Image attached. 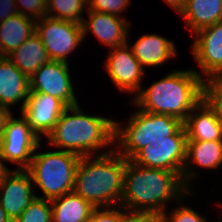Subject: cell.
I'll list each match as a JSON object with an SVG mask.
<instances>
[{
    "mask_svg": "<svg viewBox=\"0 0 222 222\" xmlns=\"http://www.w3.org/2000/svg\"><path fill=\"white\" fill-rule=\"evenodd\" d=\"M192 193L179 173L146 168L127 160L120 206L126 211L150 213L161 218L166 212V203L174 199L178 203Z\"/></svg>",
    "mask_w": 222,
    "mask_h": 222,
    "instance_id": "cell-1",
    "label": "cell"
},
{
    "mask_svg": "<svg viewBox=\"0 0 222 222\" xmlns=\"http://www.w3.org/2000/svg\"><path fill=\"white\" fill-rule=\"evenodd\" d=\"M206 79L197 70H174L131 99L145 112L173 116L182 122L204 99Z\"/></svg>",
    "mask_w": 222,
    "mask_h": 222,
    "instance_id": "cell-2",
    "label": "cell"
},
{
    "mask_svg": "<svg viewBox=\"0 0 222 222\" xmlns=\"http://www.w3.org/2000/svg\"><path fill=\"white\" fill-rule=\"evenodd\" d=\"M107 151L81 157L75 173L73 191L95 208L120 206L123 194L127 159L114 147Z\"/></svg>",
    "mask_w": 222,
    "mask_h": 222,
    "instance_id": "cell-3",
    "label": "cell"
},
{
    "mask_svg": "<svg viewBox=\"0 0 222 222\" xmlns=\"http://www.w3.org/2000/svg\"><path fill=\"white\" fill-rule=\"evenodd\" d=\"M114 134L115 120L87 115L77 104L65 109L46 138L50 147L85 157L95 156L94 152L106 150L108 146L113 147Z\"/></svg>",
    "mask_w": 222,
    "mask_h": 222,
    "instance_id": "cell-4",
    "label": "cell"
},
{
    "mask_svg": "<svg viewBox=\"0 0 222 222\" xmlns=\"http://www.w3.org/2000/svg\"><path fill=\"white\" fill-rule=\"evenodd\" d=\"M129 118L124 127L115 120L114 134V149L127 160H131L145 146L174 135L183 126V122L173 116L140 109H136Z\"/></svg>",
    "mask_w": 222,
    "mask_h": 222,
    "instance_id": "cell-5",
    "label": "cell"
},
{
    "mask_svg": "<svg viewBox=\"0 0 222 222\" xmlns=\"http://www.w3.org/2000/svg\"><path fill=\"white\" fill-rule=\"evenodd\" d=\"M80 156L71 152L55 150L34 153L26 169L35 186L42 192L43 199H54L74 189V180Z\"/></svg>",
    "mask_w": 222,
    "mask_h": 222,
    "instance_id": "cell-6",
    "label": "cell"
},
{
    "mask_svg": "<svg viewBox=\"0 0 222 222\" xmlns=\"http://www.w3.org/2000/svg\"><path fill=\"white\" fill-rule=\"evenodd\" d=\"M35 33L40 37L52 61L68 63V55L85 41L81 23L48 16L36 21Z\"/></svg>",
    "mask_w": 222,
    "mask_h": 222,
    "instance_id": "cell-7",
    "label": "cell"
},
{
    "mask_svg": "<svg viewBox=\"0 0 222 222\" xmlns=\"http://www.w3.org/2000/svg\"><path fill=\"white\" fill-rule=\"evenodd\" d=\"M186 151L187 136L183 125L174 135L145 146L131 160L146 168L169 170L182 176Z\"/></svg>",
    "mask_w": 222,
    "mask_h": 222,
    "instance_id": "cell-8",
    "label": "cell"
},
{
    "mask_svg": "<svg viewBox=\"0 0 222 222\" xmlns=\"http://www.w3.org/2000/svg\"><path fill=\"white\" fill-rule=\"evenodd\" d=\"M40 140L23 115L14 118L12 114L0 139V156L6 162L16 163L18 170L27 169L34 152L42 147Z\"/></svg>",
    "mask_w": 222,
    "mask_h": 222,
    "instance_id": "cell-9",
    "label": "cell"
},
{
    "mask_svg": "<svg viewBox=\"0 0 222 222\" xmlns=\"http://www.w3.org/2000/svg\"><path fill=\"white\" fill-rule=\"evenodd\" d=\"M104 68L121 92L133 93L135 97L142 89L146 69L133 55L128 42L109 50Z\"/></svg>",
    "mask_w": 222,
    "mask_h": 222,
    "instance_id": "cell-10",
    "label": "cell"
},
{
    "mask_svg": "<svg viewBox=\"0 0 222 222\" xmlns=\"http://www.w3.org/2000/svg\"><path fill=\"white\" fill-rule=\"evenodd\" d=\"M69 71L68 63L48 61L29 78V92L52 95L67 107L79 104Z\"/></svg>",
    "mask_w": 222,
    "mask_h": 222,
    "instance_id": "cell-11",
    "label": "cell"
},
{
    "mask_svg": "<svg viewBox=\"0 0 222 222\" xmlns=\"http://www.w3.org/2000/svg\"><path fill=\"white\" fill-rule=\"evenodd\" d=\"M66 108L60 99L52 95L29 92L27 103L20 113L42 140V135L47 136L53 130Z\"/></svg>",
    "mask_w": 222,
    "mask_h": 222,
    "instance_id": "cell-12",
    "label": "cell"
},
{
    "mask_svg": "<svg viewBox=\"0 0 222 222\" xmlns=\"http://www.w3.org/2000/svg\"><path fill=\"white\" fill-rule=\"evenodd\" d=\"M34 184L26 169H15L0 185V204L14 222L36 197Z\"/></svg>",
    "mask_w": 222,
    "mask_h": 222,
    "instance_id": "cell-13",
    "label": "cell"
},
{
    "mask_svg": "<svg viewBox=\"0 0 222 222\" xmlns=\"http://www.w3.org/2000/svg\"><path fill=\"white\" fill-rule=\"evenodd\" d=\"M191 45L193 57L208 81L222 71V21L195 33Z\"/></svg>",
    "mask_w": 222,
    "mask_h": 222,
    "instance_id": "cell-14",
    "label": "cell"
},
{
    "mask_svg": "<svg viewBox=\"0 0 222 222\" xmlns=\"http://www.w3.org/2000/svg\"><path fill=\"white\" fill-rule=\"evenodd\" d=\"M89 19L83 18V39L93 33L100 43L113 48L126 44L129 41L128 29L130 22L121 16H115L103 12L88 10Z\"/></svg>",
    "mask_w": 222,
    "mask_h": 222,
    "instance_id": "cell-15",
    "label": "cell"
},
{
    "mask_svg": "<svg viewBox=\"0 0 222 222\" xmlns=\"http://www.w3.org/2000/svg\"><path fill=\"white\" fill-rule=\"evenodd\" d=\"M194 165L217 170L222 165V141H187L182 181L189 190H192L191 181L199 176L194 170Z\"/></svg>",
    "mask_w": 222,
    "mask_h": 222,
    "instance_id": "cell-16",
    "label": "cell"
},
{
    "mask_svg": "<svg viewBox=\"0 0 222 222\" xmlns=\"http://www.w3.org/2000/svg\"><path fill=\"white\" fill-rule=\"evenodd\" d=\"M183 125L187 141H222V124L205 99L190 112Z\"/></svg>",
    "mask_w": 222,
    "mask_h": 222,
    "instance_id": "cell-17",
    "label": "cell"
},
{
    "mask_svg": "<svg viewBox=\"0 0 222 222\" xmlns=\"http://www.w3.org/2000/svg\"><path fill=\"white\" fill-rule=\"evenodd\" d=\"M29 95V78L7 57L0 58V105L10 109L21 102L24 109Z\"/></svg>",
    "mask_w": 222,
    "mask_h": 222,
    "instance_id": "cell-18",
    "label": "cell"
},
{
    "mask_svg": "<svg viewBox=\"0 0 222 222\" xmlns=\"http://www.w3.org/2000/svg\"><path fill=\"white\" fill-rule=\"evenodd\" d=\"M129 47L144 68L160 66L177 56L176 46L172 40L157 34H143Z\"/></svg>",
    "mask_w": 222,
    "mask_h": 222,
    "instance_id": "cell-19",
    "label": "cell"
},
{
    "mask_svg": "<svg viewBox=\"0 0 222 222\" xmlns=\"http://www.w3.org/2000/svg\"><path fill=\"white\" fill-rule=\"evenodd\" d=\"M179 14L185 19V26L195 34L222 21V0H187Z\"/></svg>",
    "mask_w": 222,
    "mask_h": 222,
    "instance_id": "cell-20",
    "label": "cell"
},
{
    "mask_svg": "<svg viewBox=\"0 0 222 222\" xmlns=\"http://www.w3.org/2000/svg\"><path fill=\"white\" fill-rule=\"evenodd\" d=\"M7 57L28 78L50 61L47 50L36 33L27 38Z\"/></svg>",
    "mask_w": 222,
    "mask_h": 222,
    "instance_id": "cell-21",
    "label": "cell"
},
{
    "mask_svg": "<svg viewBox=\"0 0 222 222\" xmlns=\"http://www.w3.org/2000/svg\"><path fill=\"white\" fill-rule=\"evenodd\" d=\"M34 19L17 14L0 22V49L8 56L27 38L35 33Z\"/></svg>",
    "mask_w": 222,
    "mask_h": 222,
    "instance_id": "cell-22",
    "label": "cell"
},
{
    "mask_svg": "<svg viewBox=\"0 0 222 222\" xmlns=\"http://www.w3.org/2000/svg\"><path fill=\"white\" fill-rule=\"evenodd\" d=\"M52 222H87L95 209L74 191L51 199Z\"/></svg>",
    "mask_w": 222,
    "mask_h": 222,
    "instance_id": "cell-23",
    "label": "cell"
},
{
    "mask_svg": "<svg viewBox=\"0 0 222 222\" xmlns=\"http://www.w3.org/2000/svg\"><path fill=\"white\" fill-rule=\"evenodd\" d=\"M48 17L74 23H82L87 11V0H46Z\"/></svg>",
    "mask_w": 222,
    "mask_h": 222,
    "instance_id": "cell-24",
    "label": "cell"
},
{
    "mask_svg": "<svg viewBox=\"0 0 222 222\" xmlns=\"http://www.w3.org/2000/svg\"><path fill=\"white\" fill-rule=\"evenodd\" d=\"M14 222H52L51 201L36 196Z\"/></svg>",
    "mask_w": 222,
    "mask_h": 222,
    "instance_id": "cell-25",
    "label": "cell"
},
{
    "mask_svg": "<svg viewBox=\"0 0 222 222\" xmlns=\"http://www.w3.org/2000/svg\"><path fill=\"white\" fill-rule=\"evenodd\" d=\"M182 199L179 200V206H177L172 212L169 214L167 211L160 218V222H208L206 217L204 218L194 209L182 205ZM182 205V206H181Z\"/></svg>",
    "mask_w": 222,
    "mask_h": 222,
    "instance_id": "cell-26",
    "label": "cell"
},
{
    "mask_svg": "<svg viewBox=\"0 0 222 222\" xmlns=\"http://www.w3.org/2000/svg\"><path fill=\"white\" fill-rule=\"evenodd\" d=\"M131 0H87V10L103 12L120 17L129 8Z\"/></svg>",
    "mask_w": 222,
    "mask_h": 222,
    "instance_id": "cell-27",
    "label": "cell"
},
{
    "mask_svg": "<svg viewBox=\"0 0 222 222\" xmlns=\"http://www.w3.org/2000/svg\"><path fill=\"white\" fill-rule=\"evenodd\" d=\"M18 14L34 19L35 21L47 16L46 0H15ZM23 8H19V7ZM29 12V13H27Z\"/></svg>",
    "mask_w": 222,
    "mask_h": 222,
    "instance_id": "cell-28",
    "label": "cell"
},
{
    "mask_svg": "<svg viewBox=\"0 0 222 222\" xmlns=\"http://www.w3.org/2000/svg\"><path fill=\"white\" fill-rule=\"evenodd\" d=\"M87 222H120V206L95 208Z\"/></svg>",
    "mask_w": 222,
    "mask_h": 222,
    "instance_id": "cell-29",
    "label": "cell"
},
{
    "mask_svg": "<svg viewBox=\"0 0 222 222\" xmlns=\"http://www.w3.org/2000/svg\"><path fill=\"white\" fill-rule=\"evenodd\" d=\"M120 222H160V218L150 213L126 211L120 206Z\"/></svg>",
    "mask_w": 222,
    "mask_h": 222,
    "instance_id": "cell-30",
    "label": "cell"
},
{
    "mask_svg": "<svg viewBox=\"0 0 222 222\" xmlns=\"http://www.w3.org/2000/svg\"><path fill=\"white\" fill-rule=\"evenodd\" d=\"M204 99L211 105L222 124V98L206 83L204 88Z\"/></svg>",
    "mask_w": 222,
    "mask_h": 222,
    "instance_id": "cell-31",
    "label": "cell"
},
{
    "mask_svg": "<svg viewBox=\"0 0 222 222\" xmlns=\"http://www.w3.org/2000/svg\"><path fill=\"white\" fill-rule=\"evenodd\" d=\"M18 14L15 0H0V22Z\"/></svg>",
    "mask_w": 222,
    "mask_h": 222,
    "instance_id": "cell-32",
    "label": "cell"
},
{
    "mask_svg": "<svg viewBox=\"0 0 222 222\" xmlns=\"http://www.w3.org/2000/svg\"><path fill=\"white\" fill-rule=\"evenodd\" d=\"M206 83L222 98V71L214 74Z\"/></svg>",
    "mask_w": 222,
    "mask_h": 222,
    "instance_id": "cell-33",
    "label": "cell"
},
{
    "mask_svg": "<svg viewBox=\"0 0 222 222\" xmlns=\"http://www.w3.org/2000/svg\"><path fill=\"white\" fill-rule=\"evenodd\" d=\"M12 116L9 108L0 105V139L3 136L8 119Z\"/></svg>",
    "mask_w": 222,
    "mask_h": 222,
    "instance_id": "cell-34",
    "label": "cell"
},
{
    "mask_svg": "<svg viewBox=\"0 0 222 222\" xmlns=\"http://www.w3.org/2000/svg\"><path fill=\"white\" fill-rule=\"evenodd\" d=\"M166 4L172 7L175 12H179L184 8L187 0H164Z\"/></svg>",
    "mask_w": 222,
    "mask_h": 222,
    "instance_id": "cell-35",
    "label": "cell"
},
{
    "mask_svg": "<svg viewBox=\"0 0 222 222\" xmlns=\"http://www.w3.org/2000/svg\"><path fill=\"white\" fill-rule=\"evenodd\" d=\"M3 161L4 160L0 156V185L5 181L7 176L12 172L11 170H9V168H7V166H5Z\"/></svg>",
    "mask_w": 222,
    "mask_h": 222,
    "instance_id": "cell-36",
    "label": "cell"
},
{
    "mask_svg": "<svg viewBox=\"0 0 222 222\" xmlns=\"http://www.w3.org/2000/svg\"><path fill=\"white\" fill-rule=\"evenodd\" d=\"M0 222H12L0 204Z\"/></svg>",
    "mask_w": 222,
    "mask_h": 222,
    "instance_id": "cell-37",
    "label": "cell"
},
{
    "mask_svg": "<svg viewBox=\"0 0 222 222\" xmlns=\"http://www.w3.org/2000/svg\"><path fill=\"white\" fill-rule=\"evenodd\" d=\"M2 57H4V56L2 55V52H1V49H0V58H2Z\"/></svg>",
    "mask_w": 222,
    "mask_h": 222,
    "instance_id": "cell-38",
    "label": "cell"
}]
</instances>
